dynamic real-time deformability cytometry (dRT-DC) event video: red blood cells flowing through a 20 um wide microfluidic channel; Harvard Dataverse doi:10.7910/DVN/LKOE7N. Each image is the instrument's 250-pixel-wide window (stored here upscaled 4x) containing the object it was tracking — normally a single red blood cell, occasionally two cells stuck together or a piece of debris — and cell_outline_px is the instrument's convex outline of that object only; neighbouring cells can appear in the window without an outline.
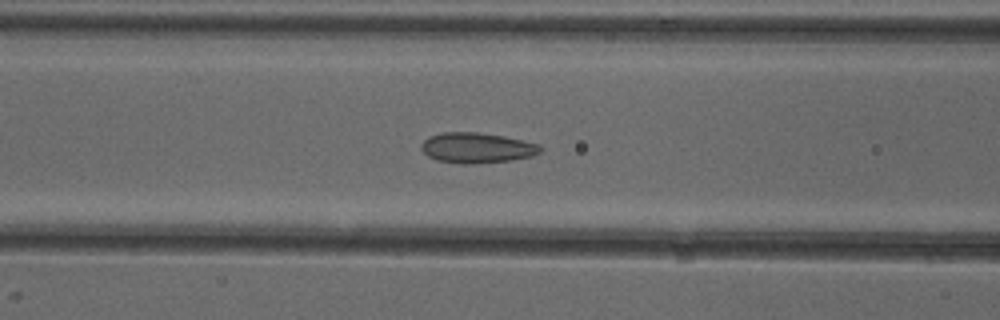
{"species": "common noctule bat (a hibernating species)", "species_latin": "Nyctalus noctula", "temperature_condition": "cold", "stored_images_in_passage": 53, "camera_frame_rate_fps": 3000, "um_per_image_px": 0.085, "animal": {"sex": "female"}, "frame": {"image": 1, "passage_image": 22, "time_ms": 7.0, "image_size_px": [1000, 320], "cell_outline_px": [[544, 148], [540, 152], [532, 156], [512, 160], [476, 164], [460, 164], [436, 160], [428, 156], [420, 148], [420, 144], [428, 136], [444, 132], [476, 132], [504, 136], [540, 144]], "centroid_in_image_um": [40.53, 12.57], "position_along_channel_um": 126.1, "area_um2": 21.33}}
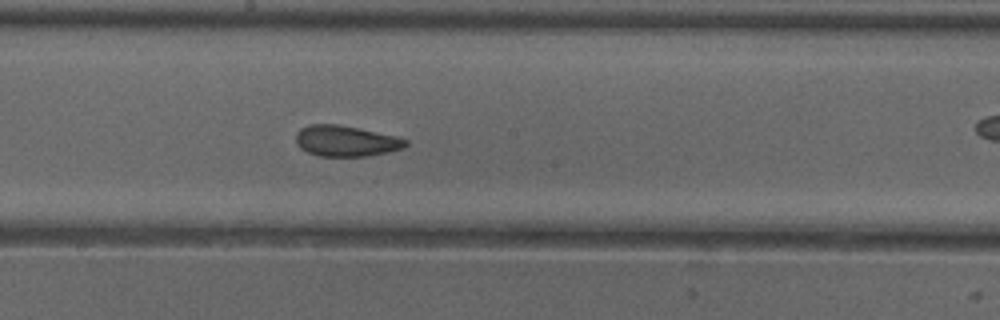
{"frame": {"image": 2, "passage_image": 29, "time_ms": 9.333, "image_size_px": [1000, 320], "cell_outline_px": [[408, 144], [404, 148], [388, 152], [368, 156], [320, 156], [308, 152], [300, 148], [296, 144], [296, 132], [300, 128], [308, 124], [336, 124], [396, 136], [408, 140]], "centroid_in_image_um": [29.38, 11.98], "position_along_channel_um": 218.8, "area_um2": 19.71}}
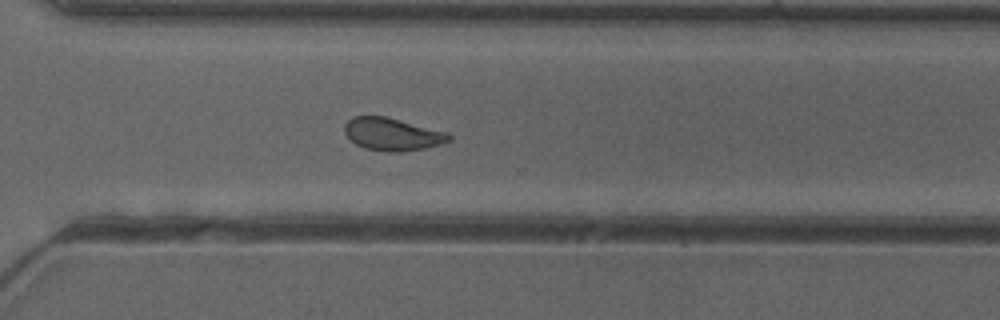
{"frame": {"image": 3, "passage_image": 38, "time_ms": 12.333, "image_size_px": [1000, 320], "cell_outline_px": [[452, 140], [440, 144], [424, 148], [400, 152], [388, 152], [364, 148], [356, 144], [344, 132], [344, 124], [352, 116], [384, 116], [448, 132], [452, 136]], "centroid_in_image_um": [33.35, 11.41], "position_along_channel_um": 337.3, "area_um2": 19.83}, "authors_computed_cell_mechanics": {"area_um2": 20.7502, "velocity_mm_per_s": 3.9594, "shape_relaxation_time_tau1_ms": null, "shape_relaxation_time_tau2_ms": 1.5945, "deformation_change_tau1": null, "deformation_change_tau2": 0.0585}}